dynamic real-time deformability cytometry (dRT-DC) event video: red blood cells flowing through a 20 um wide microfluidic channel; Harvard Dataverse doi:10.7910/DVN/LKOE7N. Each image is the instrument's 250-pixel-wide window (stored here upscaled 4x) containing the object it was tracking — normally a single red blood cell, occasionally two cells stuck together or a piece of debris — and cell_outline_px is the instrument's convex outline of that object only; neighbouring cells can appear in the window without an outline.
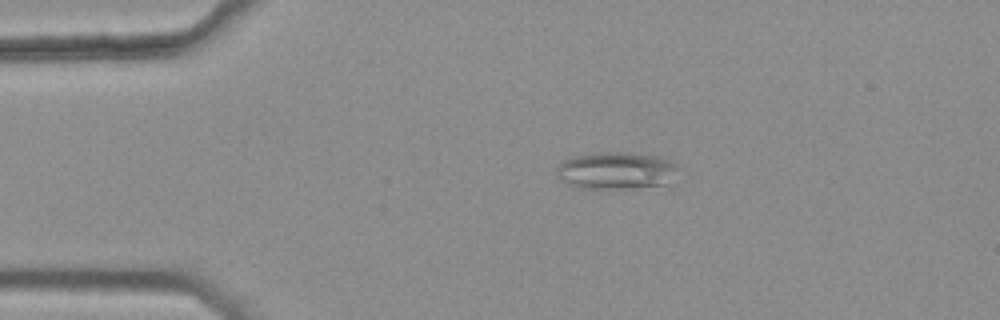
{"species": "common noctule bat (a hibernating species)", "species_latin": "Nyctalus noctula", "temperature_condition": "warm", "stored_images_in_passage": 37, "camera_frame_rate_fps": 3000, "um_per_image_px": 0.085, "animal": {"sex": "female", "body_mass_g": 25.1}, "frame": {"image": 1, "passage_image": 1, "time_ms": 0.0, "image_size_px": [1000, 320], "cell_outline_px": [[680, 168], [664, 184], [624, 188], [580, 188], [568, 184], [560, 180], [556, 176], [556, 168], [564, 160], [572, 156], [592, 152], [620, 152], [660, 156], [676, 164]], "centroid_in_image_um": [52.3, 14.48], "position_along_channel_um": 32.7, "area_um2": 26.24}}
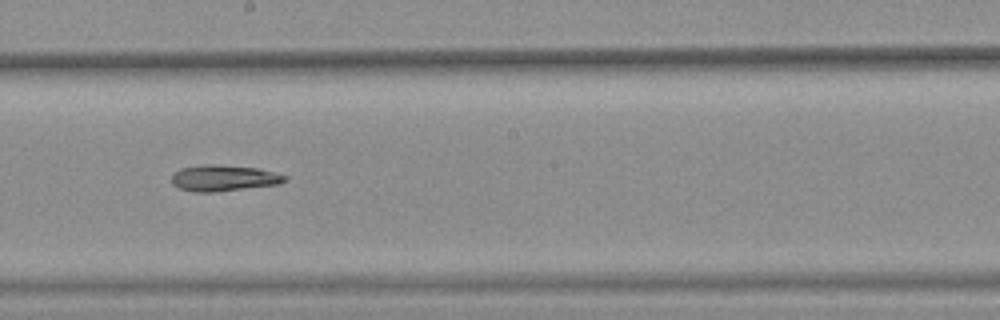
{"frame": {"image": 2, "passage_image": 20, "time_ms": 6.333, "image_size_px": [1000, 320], "cell_outline_px": [[288, 176], [280, 184], [212, 192], [192, 192], [180, 188], [172, 184], [172, 176], [180, 168], [208, 164], [216, 164], [256, 168]], "centroid_in_image_um": [18.99, 15.14], "position_along_channel_um": 229.2, "area_um2": 16.99}}
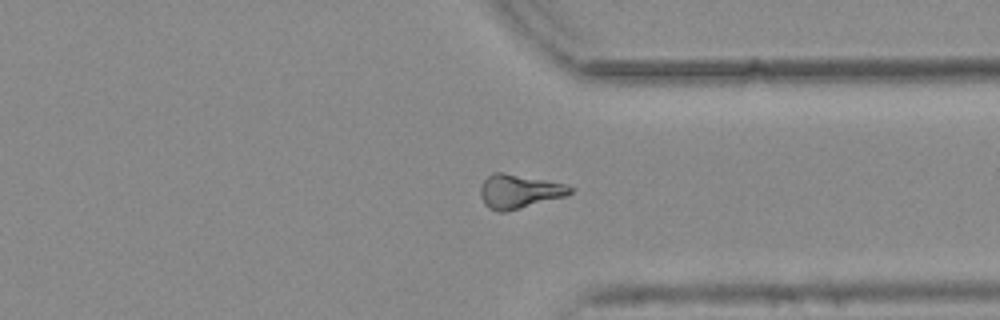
{"frame": {"image": 3, "passage_image": 31, "time_ms": 10.0, "image_size_px": [1000, 320], "cell_outline_px": [[572, 192], [564, 196], [520, 208], [504, 212], [496, 212], [488, 208], [484, 204], [480, 196], [480, 188], [484, 180], [492, 172], [504, 172], [568, 184], [572, 188]], "centroid_in_image_um": [44.09, 16.26], "position_along_channel_um": 367.3, "area_um2": 17.74}}